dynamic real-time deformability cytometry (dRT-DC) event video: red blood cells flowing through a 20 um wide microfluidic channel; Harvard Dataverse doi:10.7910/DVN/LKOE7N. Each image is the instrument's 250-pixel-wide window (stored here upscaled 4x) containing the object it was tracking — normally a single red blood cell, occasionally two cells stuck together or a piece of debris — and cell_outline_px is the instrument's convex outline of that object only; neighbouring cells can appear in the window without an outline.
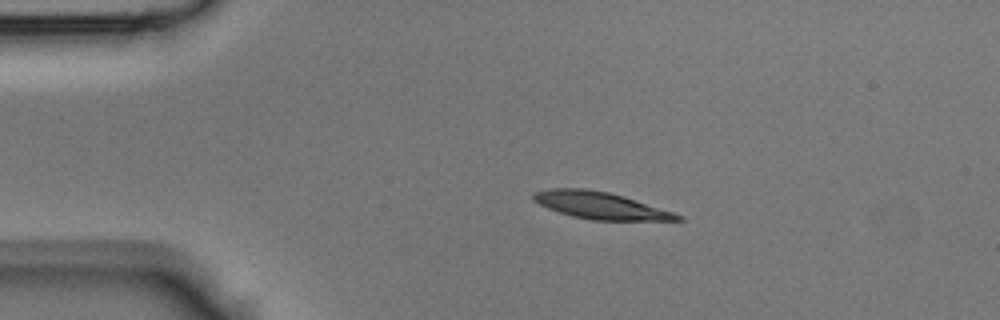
{"species": "Egyptian fruit bat (a non-hibernating species)", "species_latin": "Rousettus aegyptiacus", "temperature_condition": "room temperature", "stored_images_in_passage": 3, "camera_frame_rate_fps": 3000, "um_per_image_px": 0.085, "animal": {"sex": "male"}, "frame": {"image": 1, "passage_image": 1, "time_ms": 0.0, "image_size_px": [1000, 320], "cell_outline_px": [[684, 220], [592, 220], [572, 216], [548, 208], [532, 200], [532, 192], [552, 188], [588, 188], [608, 192], [624, 196], [684, 216]], "centroid_in_image_um": [51.0, 17.45], "position_along_channel_um": 34.0, "area_um2": 22.54}}